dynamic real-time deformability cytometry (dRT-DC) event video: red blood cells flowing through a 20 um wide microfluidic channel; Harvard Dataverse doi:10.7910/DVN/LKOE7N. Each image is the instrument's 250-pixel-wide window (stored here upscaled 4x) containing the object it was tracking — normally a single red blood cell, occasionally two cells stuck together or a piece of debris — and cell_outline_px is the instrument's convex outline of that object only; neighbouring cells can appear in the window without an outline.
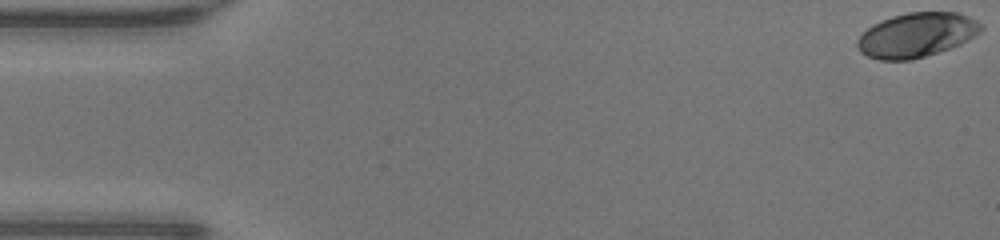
{"species": "human", "species_latin": "Homo sapiens", "temperature_condition": "warm", "stored_images_in_passage": 48, "camera_frame_rate_fps": 3000, "um_per_image_px": 0.085, "donor": {"sex": "male"}, "frame": {"image": 1, "passage_image": 1, "time_ms": 0.0, "image_size_px": [1000, 240], "cell_outline_px": [[984, 28], [980, 32], [968, 40], [960, 44], [912, 60], [880, 60], [868, 56], [860, 52], [856, 44], [856, 40], [872, 24], [880, 20], [892, 16], [908, 12], [960, 12], [976, 20]], "centroid_in_image_um": [77.9, 2.96], "position_along_channel_um": 7.1, "area_um2": 31.96}}
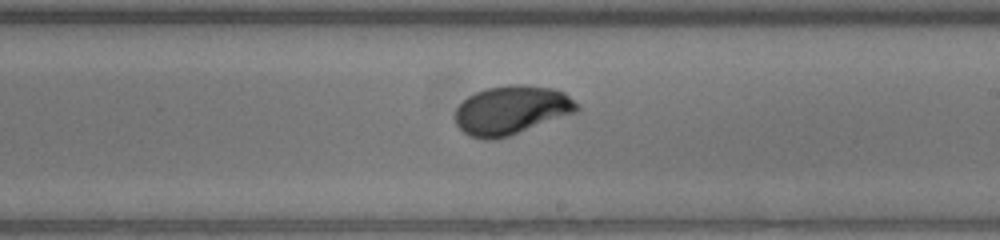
{"frame": {"image": 2, "passage_image": 28, "time_ms": 9.0, "image_size_px": [1000, 240], "cell_outline_px": [[580, 112], [496, 140], [484, 140], [468, 136], [456, 124], [456, 108], [468, 96], [484, 88], [508, 84], [524, 84], [552, 88], [564, 92], [580, 104]], "centroid_in_image_um": [43.52, 9.36], "position_along_channel_um": 245.5, "area_um2": 35.2}}
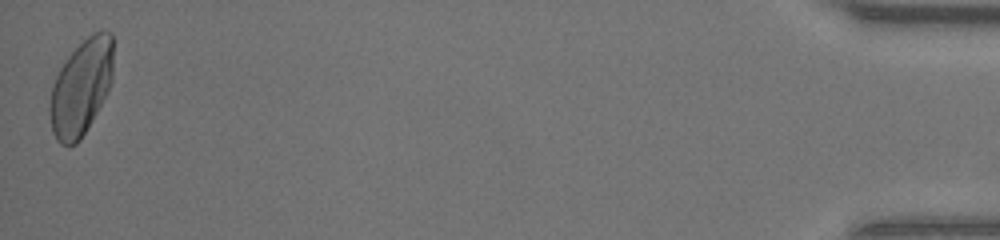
{"frame": {"image": 3, "passage_image": 48, "time_ms": 15.667, "image_size_px": [1000, 240], "cell_outline_px": [[112, 80], [108, 92], [92, 120], [80, 140], [76, 144], [68, 148], [60, 144], [56, 140], [52, 132], [48, 112], [48, 104], [52, 84], [60, 68], [68, 56], [92, 32], [112, 32]], "centroid_in_image_um": [6.86, 7.49], "position_along_channel_um": 428.3, "area_um2": 35.6}, "authors_computed_cell_mechanics": {"area_um2": 33.6396, "velocity_mm_per_s": 4.3117, "shape_relaxation_time_tau1_ms": 2.327, "shape_relaxation_time_tau2_ms": null, "deformation_change_tau1": 0.1673, "deformation_change_tau2": null}}